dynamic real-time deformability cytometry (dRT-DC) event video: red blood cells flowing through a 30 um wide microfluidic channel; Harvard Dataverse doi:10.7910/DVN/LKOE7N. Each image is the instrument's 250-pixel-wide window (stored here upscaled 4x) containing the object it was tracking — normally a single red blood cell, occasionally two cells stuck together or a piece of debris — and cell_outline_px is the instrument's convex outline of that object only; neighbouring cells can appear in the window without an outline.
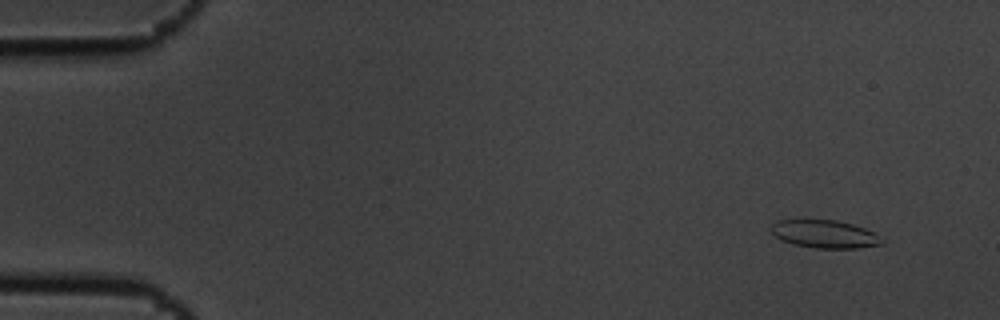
{"species": "common noctule bat (a hibernating species)", "species_latin": "Nyctalus noctula", "temperature_condition": "cold", "stored_images_in_passage": 5, "camera_frame_rate_fps": 3000, "um_per_image_px": 0.085, "animal": {"sex": "male", "body_mass_g": 19.5, "forearm_length_mm": 54.6}, "frame": {"image": 1, "passage_image": 2, "time_ms": 0.333, "image_size_px": [1000, 320], "cell_outline_px": [[884, 244], [856, 248], [816, 248], [792, 244], [780, 240], [768, 228], [776, 220], [836, 220], [852, 224], [864, 228], [872, 232], [884, 240]], "centroid_in_image_um": [70.06, 19.9], "position_along_channel_um": 14.9, "area_um2": 18.03}}